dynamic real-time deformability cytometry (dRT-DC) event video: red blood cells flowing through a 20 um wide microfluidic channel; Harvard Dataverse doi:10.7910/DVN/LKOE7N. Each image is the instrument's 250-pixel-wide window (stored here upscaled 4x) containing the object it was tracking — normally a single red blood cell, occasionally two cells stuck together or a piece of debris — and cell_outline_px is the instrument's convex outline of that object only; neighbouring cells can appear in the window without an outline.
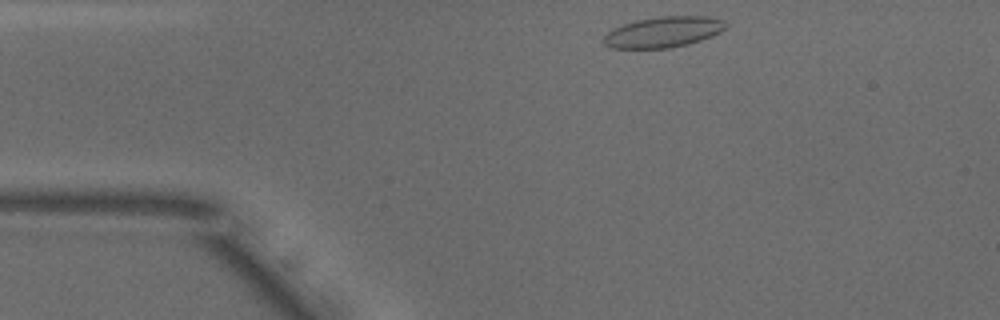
{"species": "common noctule bat (a hibernating species)", "species_latin": "Nyctalus noctula", "temperature_condition": "warm", "stored_images_in_passage": 32, "camera_frame_rate_fps": 3000, "um_per_image_px": 0.085, "animal": {"sex": "male", "body_mass_g": 18.8}, "frame": {"image": 1, "passage_image": 1, "time_ms": 0.0, "image_size_px": [1000, 320], "cell_outline_px": [[728, 24], [720, 32], [712, 36], [688, 44], [668, 48], [612, 48], [604, 44], [604, 36], [612, 28], [636, 20], [660, 16], [708, 16], [724, 20]], "centroid_in_image_um": [56.39, 2.71], "position_along_channel_um": 28.6, "area_um2": 21.85}}
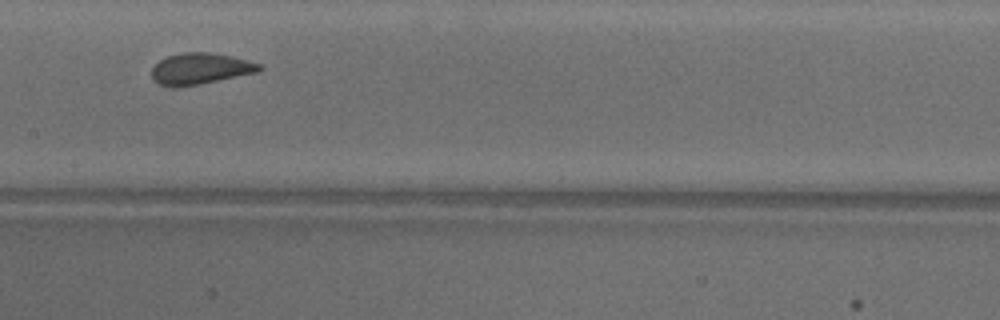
{"frame": {"image": 2, "passage_image": 17, "time_ms": 5.333, "image_size_px": [1000, 320], "cell_outline_px": [[264, 68], [260, 72], [200, 84], [172, 88], [160, 84], [152, 80], [152, 68], [160, 60], [168, 56], [184, 52], [208, 52], [228, 56], [260, 64]], "centroid_in_image_um": [17.01, 5.86], "position_along_channel_um": 190.4, "area_um2": 19.54}}
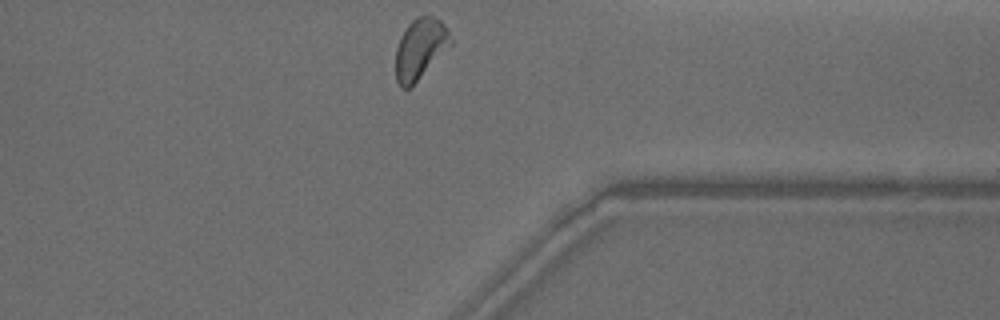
{"frame": {"image": 3, "passage_image": 32, "time_ms": 10.333, "image_size_px": [1000, 320], "cell_outline_px": [[452, 44], [408, 88], [400, 88], [396, 80], [396, 48], [400, 36], [408, 24], [416, 16], [432, 16], [440, 20], [448, 28], [452, 40]], "centroid_in_image_um": [35.7, 4.1], "position_along_channel_um": 375.7, "area_um2": 19.13}, "authors_computed_cell_mechanics": {"area_um2": 19.6231, "velocity_mm_per_s": 3.8546, "shape_relaxation_time_tau1_ms": 8.029, "shape_relaxation_time_tau2_ms": 0.8635, "deformation_change_tau1": 0.1768, "deformation_change_tau2": 0.0592}}